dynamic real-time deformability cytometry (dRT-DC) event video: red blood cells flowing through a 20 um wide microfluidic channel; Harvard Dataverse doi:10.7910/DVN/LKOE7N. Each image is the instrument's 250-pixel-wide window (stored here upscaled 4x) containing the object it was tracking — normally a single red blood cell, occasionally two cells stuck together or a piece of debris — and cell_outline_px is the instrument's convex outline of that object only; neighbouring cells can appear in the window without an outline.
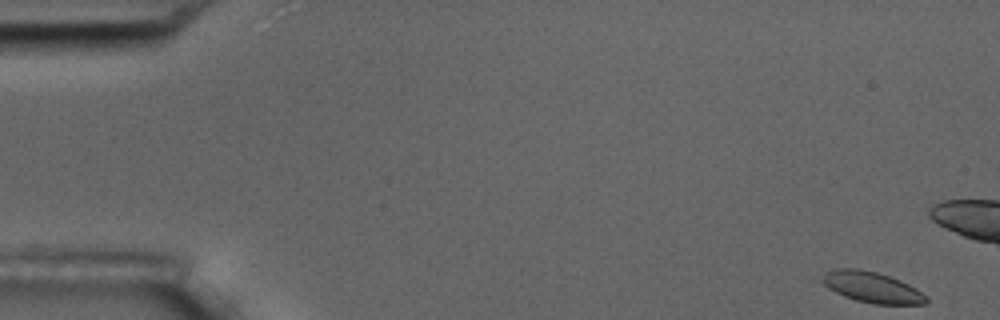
{"species": "common noctule bat (a hibernating species)", "species_latin": "Nyctalus noctula", "temperature_condition": "room temperature", "stored_images_in_passage": 5, "camera_frame_rate_fps": 3000, "um_per_image_px": 0.085, "animal": {"sex": "male", "body_mass_g": 17.5, "forearm_length_mm": 52.3}, "frame": {"image": 1, "passage_image": 1, "time_ms": 0.0, "image_size_px": [1000, 320], "cell_outline_px": [[928, 300], [924, 304], [872, 304], [856, 300], [844, 296], [812, 280], [824, 272], [836, 268], [860, 268], [876, 272], [900, 280], [916, 288], [928, 296]], "centroid_in_image_um": [74.0, 24.39], "position_along_channel_um": 11.0, "area_um2": 19.25}}